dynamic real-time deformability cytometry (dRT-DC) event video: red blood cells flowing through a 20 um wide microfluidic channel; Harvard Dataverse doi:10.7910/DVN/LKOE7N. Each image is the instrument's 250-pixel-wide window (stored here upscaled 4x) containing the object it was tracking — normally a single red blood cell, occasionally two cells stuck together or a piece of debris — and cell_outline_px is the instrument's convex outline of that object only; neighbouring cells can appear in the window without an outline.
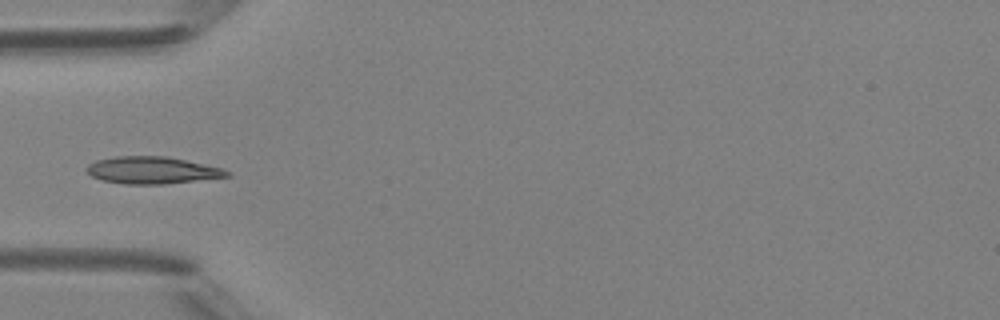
{"species": "Egyptian fruit bat (a non-hibernating species)", "species_latin": "Rousettus aegyptiacus", "temperature_condition": "room temperature", "stored_images_in_passage": 6, "camera_frame_rate_fps": 3000, "um_per_image_px": 0.085, "animal": {"sex": "female"}, "frame": {"image": 1, "passage_image": 5, "time_ms": 5.333, "image_size_px": [1000, 320], "cell_outline_px": [[232, 176], [164, 184], [124, 184], [100, 180], [92, 176], [84, 168], [88, 164], [96, 160], [116, 156], [168, 156], [224, 168], [232, 172]], "centroid_in_image_um": [12.96, 14.47], "position_along_channel_um": 72.0, "area_um2": 22.43}}
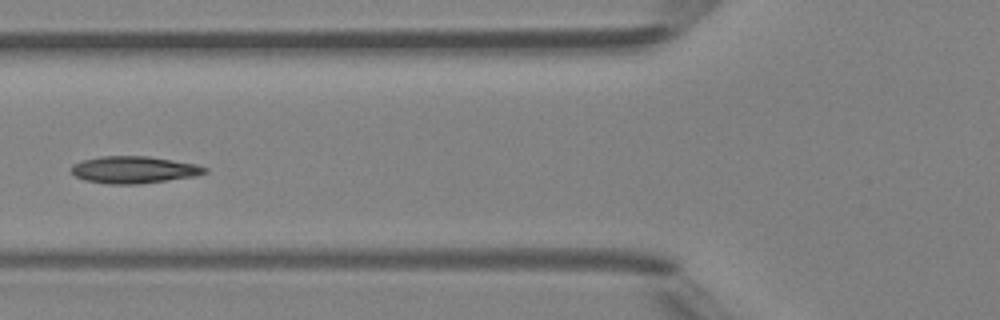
{"frame": {"image": 2, "passage_image": 6, "time_ms": 6.333, "image_size_px": [1000, 320], "cell_outline_px": [[208, 172], [196, 176], [136, 184], [108, 184], [84, 180], [76, 176], [72, 172], [72, 164], [84, 160], [100, 156], [148, 156], [196, 164], [208, 168]], "centroid_in_image_um": [11.39, 14.43], "position_along_channel_um": 114.4, "area_um2": 20.92}}